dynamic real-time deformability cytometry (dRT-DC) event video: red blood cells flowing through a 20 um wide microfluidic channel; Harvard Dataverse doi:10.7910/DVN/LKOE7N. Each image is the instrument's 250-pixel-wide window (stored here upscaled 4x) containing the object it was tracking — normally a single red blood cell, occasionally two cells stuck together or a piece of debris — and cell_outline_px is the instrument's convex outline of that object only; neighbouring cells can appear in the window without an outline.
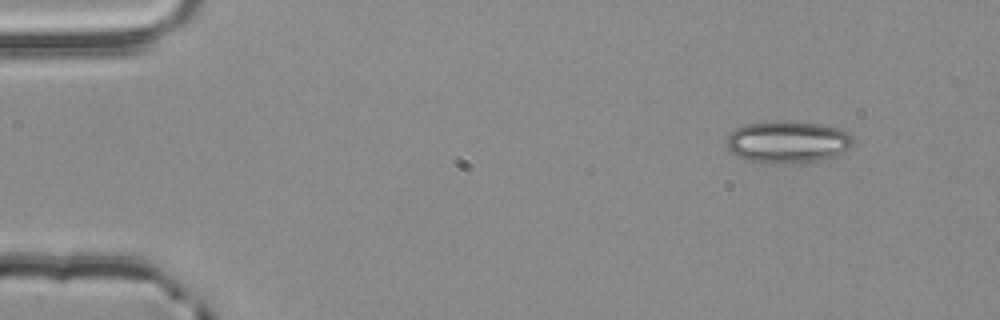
{"species": "common noctule bat (a hibernating species)", "species_latin": "Nyctalus noctula", "temperature_condition": "room temperature", "stored_images_in_passage": 3, "camera_frame_rate_fps": 3000, "um_per_image_px": 0.085, "animal": {"sex": "male", "body_mass_g": 20.4}, "frame": {"image": 1, "passage_image": 1, "time_ms": 0.0, "image_size_px": [1000, 320], "cell_outline_px": [[852, 144], [844, 152], [836, 156], [820, 160], [784, 164], [776, 164], [748, 160], [732, 152], [728, 148], [728, 132], [736, 128], [748, 124], [780, 120], [788, 120], [820, 124], [836, 128], [848, 132], [852, 136]], "centroid_in_image_um": [66.97, 12.06], "position_along_channel_um": 18.0, "area_um2": 30.98}}